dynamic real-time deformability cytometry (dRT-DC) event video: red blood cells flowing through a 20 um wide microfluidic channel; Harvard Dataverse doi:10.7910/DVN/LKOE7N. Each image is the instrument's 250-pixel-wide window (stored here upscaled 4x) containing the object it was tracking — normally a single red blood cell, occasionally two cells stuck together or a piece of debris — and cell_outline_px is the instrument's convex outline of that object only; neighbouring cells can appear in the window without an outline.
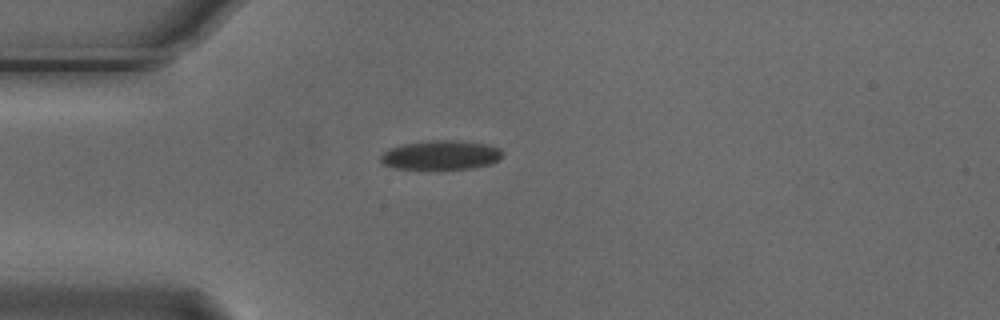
{"species": "Egyptian fruit bat (a non-hibernating species)", "species_latin": "Rousettus aegyptiacus", "temperature_condition": "cold", "stored_images_in_passage": 1, "camera_frame_rate_fps": 3000, "um_per_image_px": 0.085, "animal": {"sex": "male"}, "frame": {"image": 1, "passage_image": 1, "time_ms": 0.0, "image_size_px": [1000, 320], "cell_outline_px": [[500, 160], [492, 164], [472, 168], [396, 168], [384, 164], [380, 160], [380, 156], [388, 148], [404, 144], [428, 140], [460, 140], [484, 144], [500, 148]], "centroid_in_image_um": [37.47, 13.16], "position_along_channel_um": 47.5, "area_um2": 20.52}}